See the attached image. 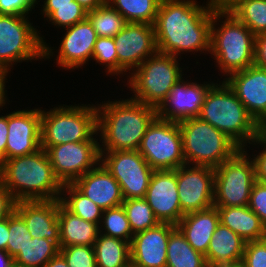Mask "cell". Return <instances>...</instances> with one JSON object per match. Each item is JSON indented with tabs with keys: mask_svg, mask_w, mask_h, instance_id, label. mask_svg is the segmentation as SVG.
Here are the masks:
<instances>
[{
	"mask_svg": "<svg viewBox=\"0 0 266 267\" xmlns=\"http://www.w3.org/2000/svg\"><path fill=\"white\" fill-rule=\"evenodd\" d=\"M206 6L194 0H161L153 24L158 52L175 57L184 51L210 52L215 9L209 2Z\"/></svg>",
	"mask_w": 266,
	"mask_h": 267,
	"instance_id": "1",
	"label": "cell"
},
{
	"mask_svg": "<svg viewBox=\"0 0 266 267\" xmlns=\"http://www.w3.org/2000/svg\"><path fill=\"white\" fill-rule=\"evenodd\" d=\"M99 105L97 131L104 143L100 151L138 150L147 127L156 118V108L131 98Z\"/></svg>",
	"mask_w": 266,
	"mask_h": 267,
	"instance_id": "2",
	"label": "cell"
},
{
	"mask_svg": "<svg viewBox=\"0 0 266 267\" xmlns=\"http://www.w3.org/2000/svg\"><path fill=\"white\" fill-rule=\"evenodd\" d=\"M0 179L16 202L60 199L63 184L55 176L46 151L4 160ZM61 195V196H60Z\"/></svg>",
	"mask_w": 266,
	"mask_h": 267,
	"instance_id": "3",
	"label": "cell"
},
{
	"mask_svg": "<svg viewBox=\"0 0 266 267\" xmlns=\"http://www.w3.org/2000/svg\"><path fill=\"white\" fill-rule=\"evenodd\" d=\"M198 117L226 134L240 148L253 143L261 134L259 124L226 81L221 85L212 82Z\"/></svg>",
	"mask_w": 266,
	"mask_h": 267,
	"instance_id": "4",
	"label": "cell"
},
{
	"mask_svg": "<svg viewBox=\"0 0 266 267\" xmlns=\"http://www.w3.org/2000/svg\"><path fill=\"white\" fill-rule=\"evenodd\" d=\"M220 17L225 21L217 29L215 26ZM255 37L230 11L213 12L210 53L227 76L254 64Z\"/></svg>",
	"mask_w": 266,
	"mask_h": 267,
	"instance_id": "5",
	"label": "cell"
},
{
	"mask_svg": "<svg viewBox=\"0 0 266 267\" xmlns=\"http://www.w3.org/2000/svg\"><path fill=\"white\" fill-rule=\"evenodd\" d=\"M186 164L215 169L231 158L240 147L226 134L199 117L178 123Z\"/></svg>",
	"mask_w": 266,
	"mask_h": 267,
	"instance_id": "6",
	"label": "cell"
},
{
	"mask_svg": "<svg viewBox=\"0 0 266 267\" xmlns=\"http://www.w3.org/2000/svg\"><path fill=\"white\" fill-rule=\"evenodd\" d=\"M41 148L97 141V106H59L50 111L41 110Z\"/></svg>",
	"mask_w": 266,
	"mask_h": 267,
	"instance_id": "7",
	"label": "cell"
},
{
	"mask_svg": "<svg viewBox=\"0 0 266 267\" xmlns=\"http://www.w3.org/2000/svg\"><path fill=\"white\" fill-rule=\"evenodd\" d=\"M177 58L157 52L134 69L128 80L135 93L131 99L157 108L183 76Z\"/></svg>",
	"mask_w": 266,
	"mask_h": 267,
	"instance_id": "8",
	"label": "cell"
},
{
	"mask_svg": "<svg viewBox=\"0 0 266 267\" xmlns=\"http://www.w3.org/2000/svg\"><path fill=\"white\" fill-rule=\"evenodd\" d=\"M27 19L20 15H0V68L6 71L14 62L53 56V49L45 45Z\"/></svg>",
	"mask_w": 266,
	"mask_h": 267,
	"instance_id": "9",
	"label": "cell"
},
{
	"mask_svg": "<svg viewBox=\"0 0 266 267\" xmlns=\"http://www.w3.org/2000/svg\"><path fill=\"white\" fill-rule=\"evenodd\" d=\"M245 148H240L231 158L215 170L214 206H248L255 182L254 164Z\"/></svg>",
	"mask_w": 266,
	"mask_h": 267,
	"instance_id": "10",
	"label": "cell"
},
{
	"mask_svg": "<svg viewBox=\"0 0 266 267\" xmlns=\"http://www.w3.org/2000/svg\"><path fill=\"white\" fill-rule=\"evenodd\" d=\"M138 152L153 170H174L185 165L179 124L156 117L147 127Z\"/></svg>",
	"mask_w": 266,
	"mask_h": 267,
	"instance_id": "11",
	"label": "cell"
},
{
	"mask_svg": "<svg viewBox=\"0 0 266 267\" xmlns=\"http://www.w3.org/2000/svg\"><path fill=\"white\" fill-rule=\"evenodd\" d=\"M100 154V162L119 183L124 200L145 198L154 170L138 150L100 151Z\"/></svg>",
	"mask_w": 266,
	"mask_h": 267,
	"instance_id": "12",
	"label": "cell"
},
{
	"mask_svg": "<svg viewBox=\"0 0 266 267\" xmlns=\"http://www.w3.org/2000/svg\"><path fill=\"white\" fill-rule=\"evenodd\" d=\"M100 144L97 141L50 146L45 151L53 166L55 176L62 184L73 183L101 161Z\"/></svg>",
	"mask_w": 266,
	"mask_h": 267,
	"instance_id": "13",
	"label": "cell"
},
{
	"mask_svg": "<svg viewBox=\"0 0 266 267\" xmlns=\"http://www.w3.org/2000/svg\"><path fill=\"white\" fill-rule=\"evenodd\" d=\"M214 186L213 168L191 167L188 164L177 168V188L182 213L185 215L214 206Z\"/></svg>",
	"mask_w": 266,
	"mask_h": 267,
	"instance_id": "14",
	"label": "cell"
},
{
	"mask_svg": "<svg viewBox=\"0 0 266 267\" xmlns=\"http://www.w3.org/2000/svg\"><path fill=\"white\" fill-rule=\"evenodd\" d=\"M113 38L119 75L130 69L134 71V68L158 52L154 26L147 23H127Z\"/></svg>",
	"mask_w": 266,
	"mask_h": 267,
	"instance_id": "15",
	"label": "cell"
},
{
	"mask_svg": "<svg viewBox=\"0 0 266 267\" xmlns=\"http://www.w3.org/2000/svg\"><path fill=\"white\" fill-rule=\"evenodd\" d=\"M211 85L210 83H204V85L195 82L187 83L182 77L156 108V117L175 123L198 117Z\"/></svg>",
	"mask_w": 266,
	"mask_h": 267,
	"instance_id": "16",
	"label": "cell"
},
{
	"mask_svg": "<svg viewBox=\"0 0 266 267\" xmlns=\"http://www.w3.org/2000/svg\"><path fill=\"white\" fill-rule=\"evenodd\" d=\"M145 199L160 223L176 226L184 216L179 203L177 169L154 170Z\"/></svg>",
	"mask_w": 266,
	"mask_h": 267,
	"instance_id": "17",
	"label": "cell"
},
{
	"mask_svg": "<svg viewBox=\"0 0 266 267\" xmlns=\"http://www.w3.org/2000/svg\"><path fill=\"white\" fill-rule=\"evenodd\" d=\"M41 109L8 114L5 160L32 154L41 148Z\"/></svg>",
	"mask_w": 266,
	"mask_h": 267,
	"instance_id": "18",
	"label": "cell"
},
{
	"mask_svg": "<svg viewBox=\"0 0 266 267\" xmlns=\"http://www.w3.org/2000/svg\"><path fill=\"white\" fill-rule=\"evenodd\" d=\"M229 76L225 79L226 83L260 124L266 118V69L253 64Z\"/></svg>",
	"mask_w": 266,
	"mask_h": 267,
	"instance_id": "19",
	"label": "cell"
},
{
	"mask_svg": "<svg viewBox=\"0 0 266 267\" xmlns=\"http://www.w3.org/2000/svg\"><path fill=\"white\" fill-rule=\"evenodd\" d=\"M175 227L158 223L134 234L130 243L131 267H166L168 239Z\"/></svg>",
	"mask_w": 266,
	"mask_h": 267,
	"instance_id": "20",
	"label": "cell"
},
{
	"mask_svg": "<svg viewBox=\"0 0 266 267\" xmlns=\"http://www.w3.org/2000/svg\"><path fill=\"white\" fill-rule=\"evenodd\" d=\"M62 37L56 63L64 69H74L87 64L93 56L97 34L88 19L67 27Z\"/></svg>",
	"mask_w": 266,
	"mask_h": 267,
	"instance_id": "21",
	"label": "cell"
},
{
	"mask_svg": "<svg viewBox=\"0 0 266 267\" xmlns=\"http://www.w3.org/2000/svg\"><path fill=\"white\" fill-rule=\"evenodd\" d=\"M59 199L49 201H19L15 211L23 218L29 234L35 238H46L60 242L58 221Z\"/></svg>",
	"mask_w": 266,
	"mask_h": 267,
	"instance_id": "22",
	"label": "cell"
},
{
	"mask_svg": "<svg viewBox=\"0 0 266 267\" xmlns=\"http://www.w3.org/2000/svg\"><path fill=\"white\" fill-rule=\"evenodd\" d=\"M72 184L103 210L121 206L124 201L119 183L100 162Z\"/></svg>",
	"mask_w": 266,
	"mask_h": 267,
	"instance_id": "23",
	"label": "cell"
},
{
	"mask_svg": "<svg viewBox=\"0 0 266 267\" xmlns=\"http://www.w3.org/2000/svg\"><path fill=\"white\" fill-rule=\"evenodd\" d=\"M220 223L217 207L185 214L176 225L193 249L204 256L210 240Z\"/></svg>",
	"mask_w": 266,
	"mask_h": 267,
	"instance_id": "24",
	"label": "cell"
},
{
	"mask_svg": "<svg viewBox=\"0 0 266 267\" xmlns=\"http://www.w3.org/2000/svg\"><path fill=\"white\" fill-rule=\"evenodd\" d=\"M246 242L221 223L214 231L205 255L208 267H220L242 262Z\"/></svg>",
	"mask_w": 266,
	"mask_h": 267,
	"instance_id": "25",
	"label": "cell"
},
{
	"mask_svg": "<svg viewBox=\"0 0 266 267\" xmlns=\"http://www.w3.org/2000/svg\"><path fill=\"white\" fill-rule=\"evenodd\" d=\"M59 247L72 245L94 246L99 235V225L81 219L70 212L60 201L58 206Z\"/></svg>",
	"mask_w": 266,
	"mask_h": 267,
	"instance_id": "26",
	"label": "cell"
},
{
	"mask_svg": "<svg viewBox=\"0 0 266 267\" xmlns=\"http://www.w3.org/2000/svg\"><path fill=\"white\" fill-rule=\"evenodd\" d=\"M220 223L245 242L266 238V226L248 206L217 207Z\"/></svg>",
	"mask_w": 266,
	"mask_h": 267,
	"instance_id": "27",
	"label": "cell"
},
{
	"mask_svg": "<svg viewBox=\"0 0 266 267\" xmlns=\"http://www.w3.org/2000/svg\"><path fill=\"white\" fill-rule=\"evenodd\" d=\"M97 267H131L130 243L99 233L94 243Z\"/></svg>",
	"mask_w": 266,
	"mask_h": 267,
	"instance_id": "28",
	"label": "cell"
},
{
	"mask_svg": "<svg viewBox=\"0 0 266 267\" xmlns=\"http://www.w3.org/2000/svg\"><path fill=\"white\" fill-rule=\"evenodd\" d=\"M166 267H208L205 256L192 248L177 226L169 235Z\"/></svg>",
	"mask_w": 266,
	"mask_h": 267,
	"instance_id": "29",
	"label": "cell"
},
{
	"mask_svg": "<svg viewBox=\"0 0 266 267\" xmlns=\"http://www.w3.org/2000/svg\"><path fill=\"white\" fill-rule=\"evenodd\" d=\"M59 246L46 238H32L13 259V263L23 267H44L57 253Z\"/></svg>",
	"mask_w": 266,
	"mask_h": 267,
	"instance_id": "30",
	"label": "cell"
},
{
	"mask_svg": "<svg viewBox=\"0 0 266 267\" xmlns=\"http://www.w3.org/2000/svg\"><path fill=\"white\" fill-rule=\"evenodd\" d=\"M127 23L153 25L161 0H106Z\"/></svg>",
	"mask_w": 266,
	"mask_h": 267,
	"instance_id": "31",
	"label": "cell"
},
{
	"mask_svg": "<svg viewBox=\"0 0 266 267\" xmlns=\"http://www.w3.org/2000/svg\"><path fill=\"white\" fill-rule=\"evenodd\" d=\"M65 190L69 197L61 196L60 201L70 212L88 222L98 225L102 223L100 218H102L103 209L88 199L72 183L63 184V195Z\"/></svg>",
	"mask_w": 266,
	"mask_h": 267,
	"instance_id": "32",
	"label": "cell"
},
{
	"mask_svg": "<svg viewBox=\"0 0 266 267\" xmlns=\"http://www.w3.org/2000/svg\"><path fill=\"white\" fill-rule=\"evenodd\" d=\"M87 19L96 31L97 37H114L127 24L123 16L109 3L88 11Z\"/></svg>",
	"mask_w": 266,
	"mask_h": 267,
	"instance_id": "33",
	"label": "cell"
},
{
	"mask_svg": "<svg viewBox=\"0 0 266 267\" xmlns=\"http://www.w3.org/2000/svg\"><path fill=\"white\" fill-rule=\"evenodd\" d=\"M230 12L255 36L266 33V0H241Z\"/></svg>",
	"mask_w": 266,
	"mask_h": 267,
	"instance_id": "34",
	"label": "cell"
},
{
	"mask_svg": "<svg viewBox=\"0 0 266 267\" xmlns=\"http://www.w3.org/2000/svg\"><path fill=\"white\" fill-rule=\"evenodd\" d=\"M122 206L133 234L150 229L160 223L145 198L125 199Z\"/></svg>",
	"mask_w": 266,
	"mask_h": 267,
	"instance_id": "35",
	"label": "cell"
},
{
	"mask_svg": "<svg viewBox=\"0 0 266 267\" xmlns=\"http://www.w3.org/2000/svg\"><path fill=\"white\" fill-rule=\"evenodd\" d=\"M102 217L101 221L104 225L100 224L99 233L102 232L101 228L104 227L103 235L120 238L131 243L134 234L122 205L103 210Z\"/></svg>",
	"mask_w": 266,
	"mask_h": 267,
	"instance_id": "36",
	"label": "cell"
},
{
	"mask_svg": "<svg viewBox=\"0 0 266 267\" xmlns=\"http://www.w3.org/2000/svg\"><path fill=\"white\" fill-rule=\"evenodd\" d=\"M42 12L49 21H52L53 25L62 26L63 28L84 21L88 15V10L75 0L73 5L43 6Z\"/></svg>",
	"mask_w": 266,
	"mask_h": 267,
	"instance_id": "37",
	"label": "cell"
},
{
	"mask_svg": "<svg viewBox=\"0 0 266 267\" xmlns=\"http://www.w3.org/2000/svg\"><path fill=\"white\" fill-rule=\"evenodd\" d=\"M32 238L23 218L14 211L9 216L7 253L14 259L20 252V249H23L28 240Z\"/></svg>",
	"mask_w": 266,
	"mask_h": 267,
	"instance_id": "38",
	"label": "cell"
},
{
	"mask_svg": "<svg viewBox=\"0 0 266 267\" xmlns=\"http://www.w3.org/2000/svg\"><path fill=\"white\" fill-rule=\"evenodd\" d=\"M105 64L107 73L118 75V57L116 43L112 37H97L92 59Z\"/></svg>",
	"mask_w": 266,
	"mask_h": 267,
	"instance_id": "39",
	"label": "cell"
},
{
	"mask_svg": "<svg viewBox=\"0 0 266 267\" xmlns=\"http://www.w3.org/2000/svg\"><path fill=\"white\" fill-rule=\"evenodd\" d=\"M69 267H97L94 246L59 247Z\"/></svg>",
	"mask_w": 266,
	"mask_h": 267,
	"instance_id": "40",
	"label": "cell"
},
{
	"mask_svg": "<svg viewBox=\"0 0 266 267\" xmlns=\"http://www.w3.org/2000/svg\"><path fill=\"white\" fill-rule=\"evenodd\" d=\"M241 264L244 267H266V238L246 242Z\"/></svg>",
	"mask_w": 266,
	"mask_h": 267,
	"instance_id": "41",
	"label": "cell"
},
{
	"mask_svg": "<svg viewBox=\"0 0 266 267\" xmlns=\"http://www.w3.org/2000/svg\"><path fill=\"white\" fill-rule=\"evenodd\" d=\"M248 207L266 226V182L255 181L253 183Z\"/></svg>",
	"mask_w": 266,
	"mask_h": 267,
	"instance_id": "42",
	"label": "cell"
},
{
	"mask_svg": "<svg viewBox=\"0 0 266 267\" xmlns=\"http://www.w3.org/2000/svg\"><path fill=\"white\" fill-rule=\"evenodd\" d=\"M37 0H0V15L26 16Z\"/></svg>",
	"mask_w": 266,
	"mask_h": 267,
	"instance_id": "43",
	"label": "cell"
},
{
	"mask_svg": "<svg viewBox=\"0 0 266 267\" xmlns=\"http://www.w3.org/2000/svg\"><path fill=\"white\" fill-rule=\"evenodd\" d=\"M263 145V150L256 157H253L255 181L266 182V134L261 133L253 142Z\"/></svg>",
	"mask_w": 266,
	"mask_h": 267,
	"instance_id": "44",
	"label": "cell"
},
{
	"mask_svg": "<svg viewBox=\"0 0 266 267\" xmlns=\"http://www.w3.org/2000/svg\"><path fill=\"white\" fill-rule=\"evenodd\" d=\"M16 201L0 179V221L8 218L15 211Z\"/></svg>",
	"mask_w": 266,
	"mask_h": 267,
	"instance_id": "45",
	"label": "cell"
},
{
	"mask_svg": "<svg viewBox=\"0 0 266 267\" xmlns=\"http://www.w3.org/2000/svg\"><path fill=\"white\" fill-rule=\"evenodd\" d=\"M254 64L266 69V33L255 37V60Z\"/></svg>",
	"mask_w": 266,
	"mask_h": 267,
	"instance_id": "46",
	"label": "cell"
},
{
	"mask_svg": "<svg viewBox=\"0 0 266 267\" xmlns=\"http://www.w3.org/2000/svg\"><path fill=\"white\" fill-rule=\"evenodd\" d=\"M8 136V115L0 117V164L5 160Z\"/></svg>",
	"mask_w": 266,
	"mask_h": 267,
	"instance_id": "47",
	"label": "cell"
},
{
	"mask_svg": "<svg viewBox=\"0 0 266 267\" xmlns=\"http://www.w3.org/2000/svg\"><path fill=\"white\" fill-rule=\"evenodd\" d=\"M241 0H209L210 5L216 11H230Z\"/></svg>",
	"mask_w": 266,
	"mask_h": 267,
	"instance_id": "48",
	"label": "cell"
},
{
	"mask_svg": "<svg viewBox=\"0 0 266 267\" xmlns=\"http://www.w3.org/2000/svg\"><path fill=\"white\" fill-rule=\"evenodd\" d=\"M9 217L0 221V250L7 252Z\"/></svg>",
	"mask_w": 266,
	"mask_h": 267,
	"instance_id": "49",
	"label": "cell"
},
{
	"mask_svg": "<svg viewBox=\"0 0 266 267\" xmlns=\"http://www.w3.org/2000/svg\"><path fill=\"white\" fill-rule=\"evenodd\" d=\"M7 73H8V71H6V70H4V69H2V68H0V108H2L1 106H3L6 102V96H5V80H6V76H7Z\"/></svg>",
	"mask_w": 266,
	"mask_h": 267,
	"instance_id": "50",
	"label": "cell"
},
{
	"mask_svg": "<svg viewBox=\"0 0 266 267\" xmlns=\"http://www.w3.org/2000/svg\"><path fill=\"white\" fill-rule=\"evenodd\" d=\"M44 267H69L63 255L58 252Z\"/></svg>",
	"mask_w": 266,
	"mask_h": 267,
	"instance_id": "51",
	"label": "cell"
},
{
	"mask_svg": "<svg viewBox=\"0 0 266 267\" xmlns=\"http://www.w3.org/2000/svg\"><path fill=\"white\" fill-rule=\"evenodd\" d=\"M86 10L90 11L96 9L106 2V0H75Z\"/></svg>",
	"mask_w": 266,
	"mask_h": 267,
	"instance_id": "52",
	"label": "cell"
},
{
	"mask_svg": "<svg viewBox=\"0 0 266 267\" xmlns=\"http://www.w3.org/2000/svg\"><path fill=\"white\" fill-rule=\"evenodd\" d=\"M13 258L6 252L0 250V267H11Z\"/></svg>",
	"mask_w": 266,
	"mask_h": 267,
	"instance_id": "53",
	"label": "cell"
},
{
	"mask_svg": "<svg viewBox=\"0 0 266 267\" xmlns=\"http://www.w3.org/2000/svg\"><path fill=\"white\" fill-rule=\"evenodd\" d=\"M74 0H45L44 6L73 5Z\"/></svg>",
	"mask_w": 266,
	"mask_h": 267,
	"instance_id": "54",
	"label": "cell"
},
{
	"mask_svg": "<svg viewBox=\"0 0 266 267\" xmlns=\"http://www.w3.org/2000/svg\"><path fill=\"white\" fill-rule=\"evenodd\" d=\"M220 267H244V266L241 263H239V264L220 266Z\"/></svg>",
	"mask_w": 266,
	"mask_h": 267,
	"instance_id": "55",
	"label": "cell"
},
{
	"mask_svg": "<svg viewBox=\"0 0 266 267\" xmlns=\"http://www.w3.org/2000/svg\"><path fill=\"white\" fill-rule=\"evenodd\" d=\"M260 127H266V118L259 124Z\"/></svg>",
	"mask_w": 266,
	"mask_h": 267,
	"instance_id": "56",
	"label": "cell"
},
{
	"mask_svg": "<svg viewBox=\"0 0 266 267\" xmlns=\"http://www.w3.org/2000/svg\"><path fill=\"white\" fill-rule=\"evenodd\" d=\"M261 133L266 134V127H260Z\"/></svg>",
	"mask_w": 266,
	"mask_h": 267,
	"instance_id": "57",
	"label": "cell"
},
{
	"mask_svg": "<svg viewBox=\"0 0 266 267\" xmlns=\"http://www.w3.org/2000/svg\"><path fill=\"white\" fill-rule=\"evenodd\" d=\"M11 267H23V266H20V265L13 263Z\"/></svg>",
	"mask_w": 266,
	"mask_h": 267,
	"instance_id": "58",
	"label": "cell"
}]
</instances>
